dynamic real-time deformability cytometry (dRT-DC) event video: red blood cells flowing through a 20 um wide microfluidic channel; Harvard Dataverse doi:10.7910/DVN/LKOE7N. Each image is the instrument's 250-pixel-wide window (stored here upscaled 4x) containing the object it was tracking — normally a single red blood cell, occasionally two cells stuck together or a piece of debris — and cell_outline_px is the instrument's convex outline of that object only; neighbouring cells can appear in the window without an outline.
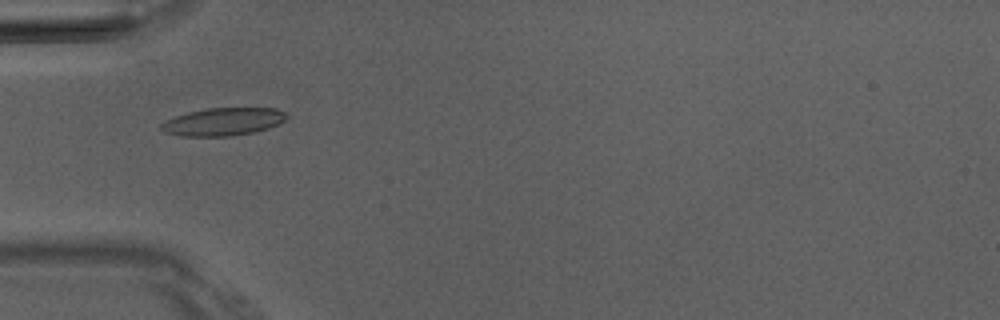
{"species": "Egyptian fruit bat (a non-hibernating species)", "species_latin": "Rousettus aegyptiacus", "temperature_condition": "room temperature", "stored_images_in_passage": 3, "camera_frame_rate_fps": 3000, "um_per_image_px": 0.085, "animal": {"sex": "male"}, "frame": {"image": 1, "passage_image": 1, "time_ms": 0.0, "image_size_px": [1000, 320], "cell_outline_px": [[288, 116], [284, 120], [268, 128], [252, 132], [232, 136], [180, 136], [164, 132], [160, 128], [160, 124], [164, 120], [188, 112], [208, 108], [276, 108], [284, 112]], "centroid_in_image_um": [18.92, 10.34], "position_along_channel_um": 66.1, "area_um2": 20.23}}
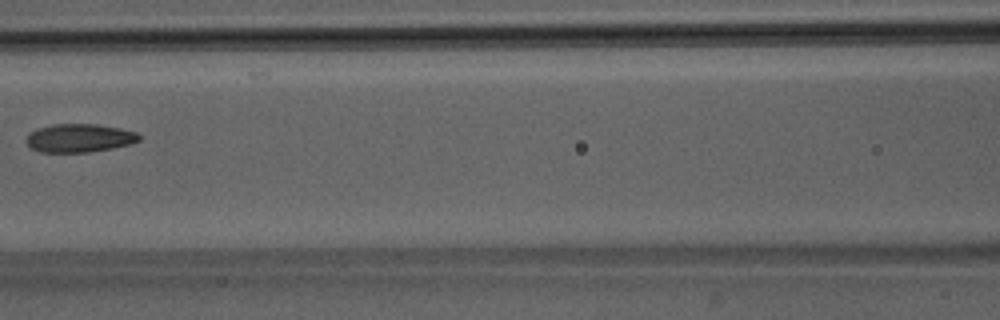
{"frame": {"image": 2, "passage_image": 3, "time_ms": 2.333, "image_size_px": [1000, 320], "cell_outline_px": [[140, 140], [128, 144], [112, 148], [88, 152], [40, 152], [32, 148], [24, 140], [28, 132], [36, 128], [52, 124], [96, 124], [120, 128], [136, 132], [140, 136]], "centroid_in_image_um": [6.69, 11.72], "position_along_channel_um": 159.9, "area_um2": 18.73}}